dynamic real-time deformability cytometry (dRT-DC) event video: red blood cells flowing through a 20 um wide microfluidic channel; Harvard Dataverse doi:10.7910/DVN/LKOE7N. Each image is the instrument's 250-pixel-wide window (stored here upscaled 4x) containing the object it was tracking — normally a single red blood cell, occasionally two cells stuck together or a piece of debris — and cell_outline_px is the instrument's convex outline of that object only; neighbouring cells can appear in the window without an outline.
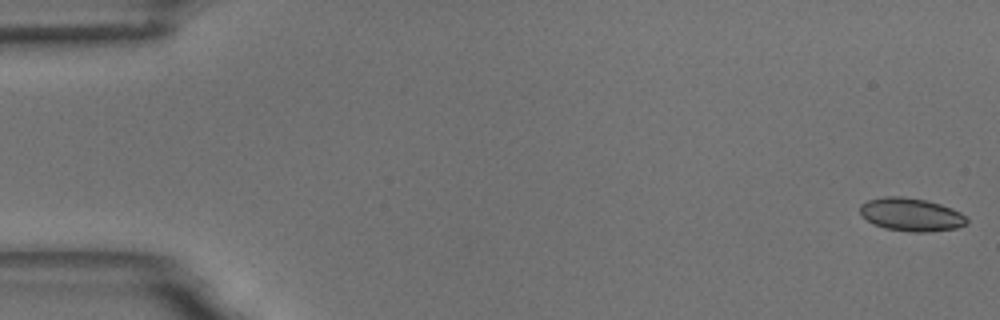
{"species": "common noctule bat (a hibernating species)", "species_latin": "Nyctalus noctula", "temperature_condition": "room temperature", "stored_images_in_passage": 55, "camera_frame_rate_fps": 3000, "um_per_image_px": 0.085, "animal": {"sex": "male", "body_mass_g": 18.8}, "frame": {"image": 1, "passage_image": 1, "time_ms": 0.0, "image_size_px": [1000, 320], "cell_outline_px": [[968, 224], [956, 228], [928, 232], [912, 232], [884, 228], [872, 224], [860, 212], [860, 204], [868, 200], [884, 196], [900, 196], [924, 200], [940, 204], [952, 208], [960, 212], [968, 220]], "centroid_in_image_um": [77.45, 18.24], "position_along_channel_um": 7.6, "area_um2": 20.58}}
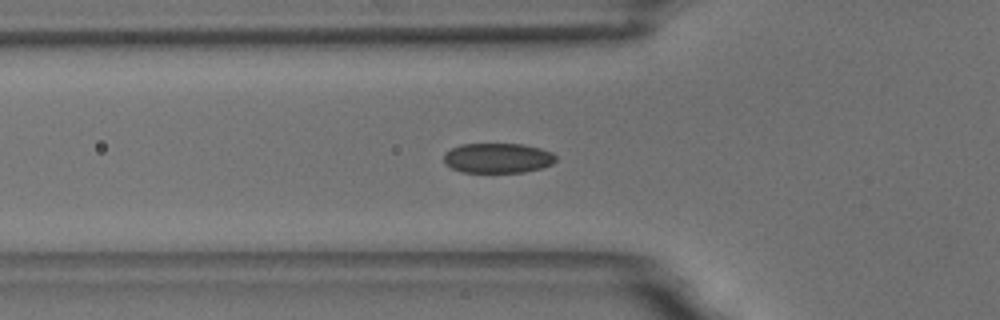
{"frame": {"image": 2, "passage_image": 19, "time_ms": 6.0, "image_size_px": [1000, 320], "cell_outline_px": [[556, 160], [552, 164], [540, 168], [524, 172], [460, 172], [444, 164], [444, 152], [460, 144], [524, 144], [540, 148], [552, 152], [556, 156]], "centroid_in_image_um": [42.29, 13.43], "position_along_channel_um": 83.5, "area_um2": 19.65}}
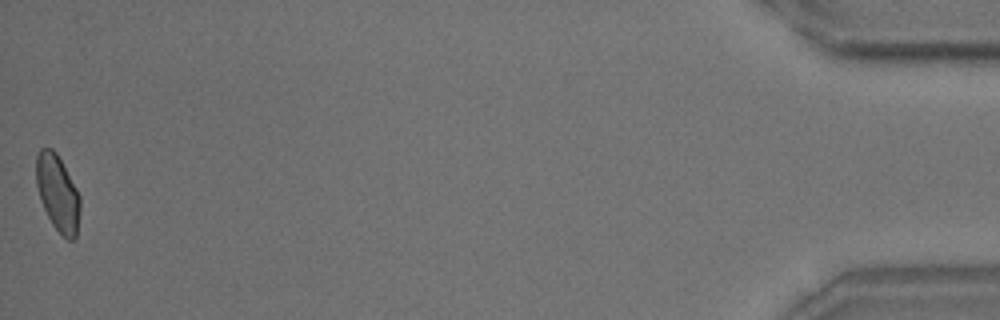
{"frame": {"image": 3, "passage_image": 55, "time_ms": 18.0, "image_size_px": [1000, 320], "cell_outline_px": [[80, 208], [76, 236], [72, 240], [68, 240], [52, 224], [40, 200], [36, 184], [36, 156], [40, 148], [52, 148], [56, 152], [76, 188], [80, 196]], "centroid_in_image_um": [4.89, 16.39], "position_along_channel_um": 430.3, "area_um2": 19.31}, "authors_computed_cell_mechanics": {"area_um2": 20.1144, "velocity_mm_per_s": 3.6787, "shape_relaxation_time_tau1_ms": 7.7716, "shape_relaxation_time_tau2_ms": 1.1709, "deformation_change_tau1": 0.1277, "deformation_change_tau2": 0.0532}}